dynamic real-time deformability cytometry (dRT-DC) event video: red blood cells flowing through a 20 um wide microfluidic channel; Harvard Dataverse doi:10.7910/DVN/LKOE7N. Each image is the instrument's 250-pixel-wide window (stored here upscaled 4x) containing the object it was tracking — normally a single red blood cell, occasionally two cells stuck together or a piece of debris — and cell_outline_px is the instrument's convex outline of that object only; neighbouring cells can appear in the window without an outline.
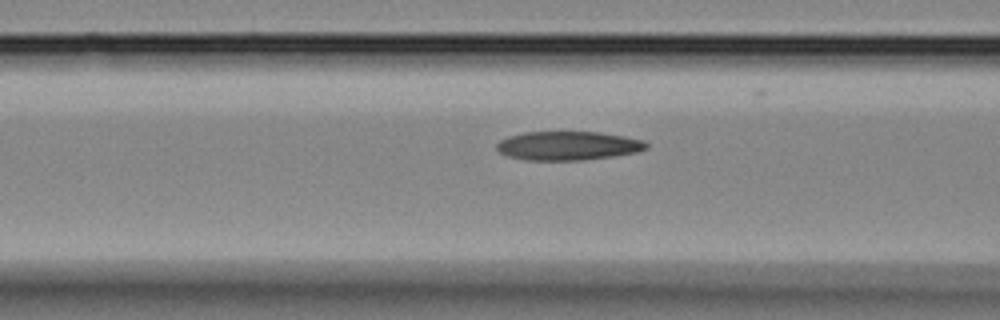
{"species": "Egyptian fruit bat (a non-hibernating species)", "species_latin": "Rousettus aegyptiacus", "temperature_condition": "room temperature", "stored_images_in_passage": 5, "camera_frame_rate_fps": 3000, "um_per_image_px": 0.085, "animal": {"sex": "female"}, "frame": {"image": 1, "passage_image": 5, "time_ms": 1.333, "image_size_px": [1000, 320], "cell_outline_px": [[648, 148], [636, 152], [612, 156], [584, 160], [524, 160], [508, 156], [500, 152], [496, 148], [496, 144], [500, 140], [508, 136], [524, 132], [600, 132], [624, 136], [644, 140], [648, 144]], "centroid_in_image_um": [48.27, 12.38], "position_along_channel_um": 118.3, "area_um2": 25.2}}